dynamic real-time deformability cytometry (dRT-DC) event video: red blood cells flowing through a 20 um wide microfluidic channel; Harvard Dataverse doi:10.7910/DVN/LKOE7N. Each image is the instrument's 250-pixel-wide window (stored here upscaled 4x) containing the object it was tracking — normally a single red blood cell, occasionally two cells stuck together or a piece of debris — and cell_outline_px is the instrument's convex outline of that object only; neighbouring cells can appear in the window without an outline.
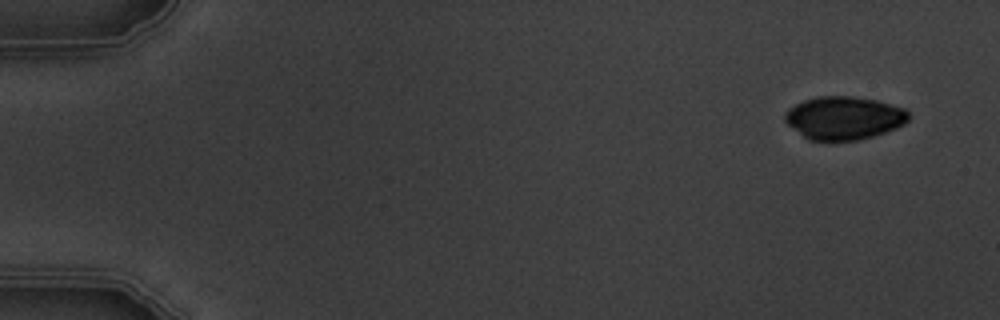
{"species": "common noctule bat (a hibernating species)", "species_latin": "Nyctalus noctula", "temperature_condition": "warm", "stored_images_in_passage": 4, "camera_frame_rate_fps": 3000, "um_per_image_px": 0.085, "animal": {"sex": "male", "body_mass_g": 19.5, "forearm_length_mm": 54.6}, "frame": {"image": 1, "passage_image": 1, "time_ms": 0.0, "image_size_px": [1000, 320], "cell_outline_px": [[908, 120], [904, 124], [896, 128], [860, 140], [808, 140], [788, 124], [784, 120], [784, 112], [788, 108], [804, 100], [816, 96], [852, 96], [876, 100], [904, 108], [908, 112]], "centroid_in_image_um": [71.71, 10.02], "position_along_channel_um": 13.3, "area_um2": 30.98}}